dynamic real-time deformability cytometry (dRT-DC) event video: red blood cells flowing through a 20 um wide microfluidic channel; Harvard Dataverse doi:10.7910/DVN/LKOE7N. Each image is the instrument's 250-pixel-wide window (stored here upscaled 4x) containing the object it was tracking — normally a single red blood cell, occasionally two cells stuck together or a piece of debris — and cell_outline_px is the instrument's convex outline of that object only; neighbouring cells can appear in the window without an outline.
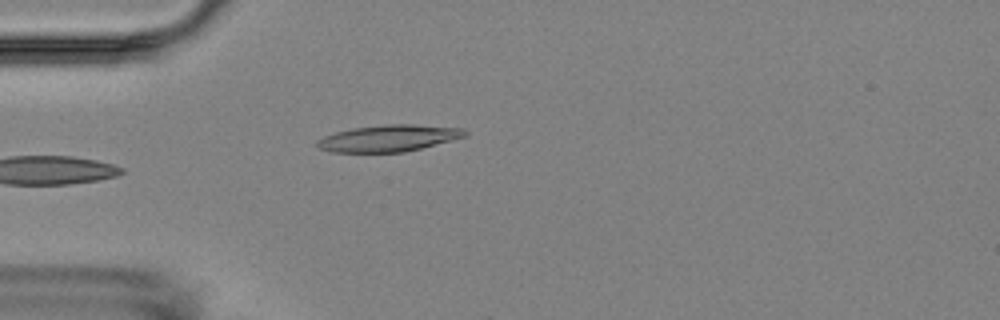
{"species": "Egyptian fruit bat (a non-hibernating species)", "species_latin": "Rousettus aegyptiacus", "temperature_condition": "room temperature", "stored_images_in_passage": 5, "camera_frame_rate_fps": 3000, "um_per_image_px": 0.085, "animal": {"sex": "female"}, "frame": {"image": 1, "passage_image": 5, "time_ms": 4.667, "image_size_px": [1000, 320], "cell_outline_px": [[468, 136], [404, 152], [332, 152], [320, 148], [316, 144], [316, 140], [324, 136], [336, 132], [352, 128], [388, 124], [412, 124], [464, 128], [468, 132]], "centroid_in_image_um": [33.06, 11.74], "position_along_channel_um": 51.9, "area_um2": 22.89}}